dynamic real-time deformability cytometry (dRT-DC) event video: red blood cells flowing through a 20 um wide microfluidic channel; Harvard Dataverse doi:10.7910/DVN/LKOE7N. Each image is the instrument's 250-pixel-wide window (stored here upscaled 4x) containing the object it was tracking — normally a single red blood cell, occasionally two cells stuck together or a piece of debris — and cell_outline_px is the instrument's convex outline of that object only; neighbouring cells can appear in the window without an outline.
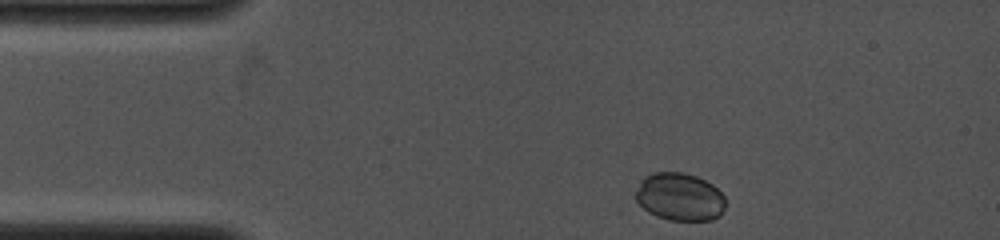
{"species": "common noctule bat (a hibernating species)", "species_latin": "Nyctalus noctula", "temperature_condition": "cold", "stored_images_in_passage": 34, "camera_frame_rate_fps": 4000, "um_per_image_px": 0.085, "animal": {"sex": "female", "body_mass_g": 19.0, "forearm_length_mm": 53.3}, "frame": {"image": 1, "passage_image": 1, "time_ms": 0.0, "image_size_px": [1000, 240], "cell_outline_px": [[724, 208], [720, 216], [712, 220], [668, 220], [656, 216], [648, 212], [636, 204], [636, 192], [640, 180], [644, 176], [652, 172], [684, 172], [696, 176], [712, 184], [724, 196]], "centroid_in_image_um": [57.74, 16.73], "position_along_channel_um": 27.3, "area_um2": 25.26}}
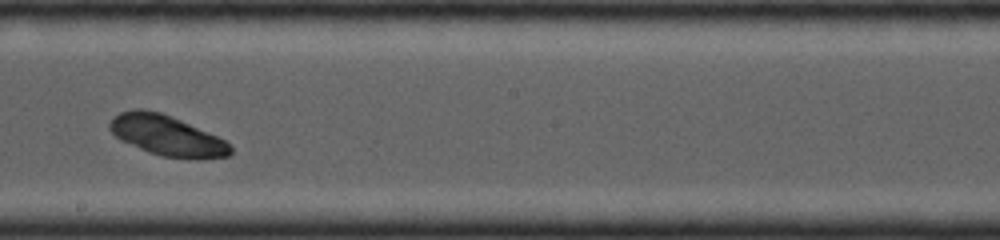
{"frame": {"image": 2, "passage_image": 19, "time_ms": 6.0, "image_size_px": [1000, 240], "cell_outline_px": [[232, 152], [228, 156], [196, 160], [160, 156], [148, 152], [120, 140], [108, 128], [108, 124], [120, 112], [132, 108], [140, 108], [160, 112], [172, 116], [208, 132], [232, 144]], "centroid_in_image_um": [14.2, 11.53], "position_along_channel_um": 234.0, "area_um2": 28.61}}
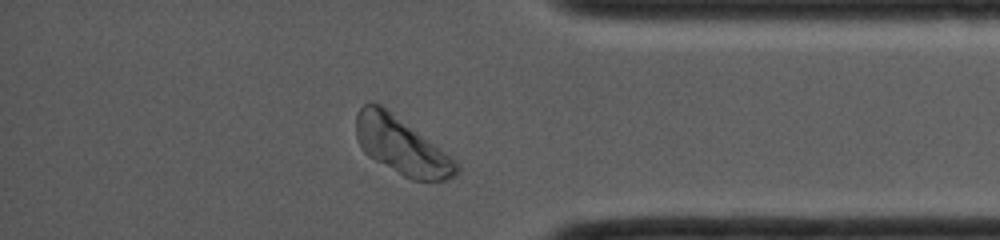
{"frame": {"image": 3, "passage_image": 33, "time_ms": 10.0, "image_size_px": [1000, 240], "cell_outline_px": [[460, 172], [456, 176], [444, 180], [412, 180], [404, 176], [368, 156], [364, 152], [356, 136], [356, 116], [360, 108], [364, 104], [380, 104], [440, 148], [456, 160], [460, 168]], "centroid_in_image_um": [34.14, 12.42], "position_along_channel_um": 401.1, "area_um2": 32.83}}